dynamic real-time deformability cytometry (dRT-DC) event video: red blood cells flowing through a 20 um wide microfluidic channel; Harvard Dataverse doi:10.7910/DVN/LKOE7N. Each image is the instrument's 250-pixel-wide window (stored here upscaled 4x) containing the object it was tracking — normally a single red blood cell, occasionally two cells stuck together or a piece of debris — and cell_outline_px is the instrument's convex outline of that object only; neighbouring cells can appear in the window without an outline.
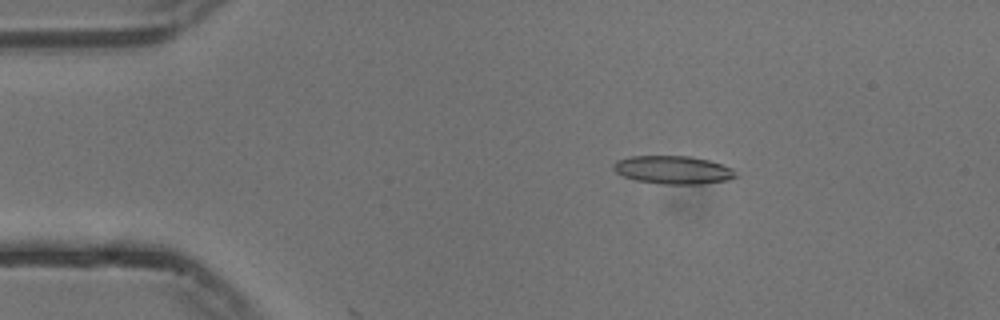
{"species": "common noctule bat (a hibernating species)", "species_latin": "Nyctalus noctula", "temperature_condition": "cold", "stored_images_in_passage": 11, "camera_frame_rate_fps": 3000, "um_per_image_px": 0.085, "animal": {"sex": "male", "body_mass_g": 13.3}, "frame": {"image": 1, "passage_image": 9, "time_ms": 2.667, "image_size_px": [1000, 320], "cell_outline_px": [[736, 176], [728, 180], [700, 184], [660, 184], [636, 180], [624, 176], [616, 172], [612, 168], [612, 164], [616, 160], [632, 156], [688, 156], [708, 160], [732, 168], [736, 172]], "centroid_in_image_um": [57.18, 14.44], "position_along_channel_um": 27.8, "area_um2": 20.0}}